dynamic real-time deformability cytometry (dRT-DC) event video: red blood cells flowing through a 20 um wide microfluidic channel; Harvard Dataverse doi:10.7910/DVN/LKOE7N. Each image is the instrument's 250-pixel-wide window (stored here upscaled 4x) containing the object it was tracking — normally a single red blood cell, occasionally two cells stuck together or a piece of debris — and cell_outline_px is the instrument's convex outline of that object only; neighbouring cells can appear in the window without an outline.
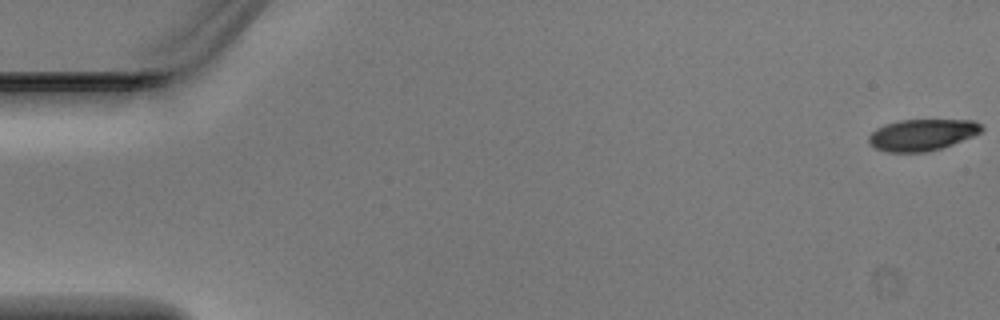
{"species": "Egyptian fruit bat (a non-hibernating species)", "species_latin": "Rousettus aegyptiacus", "temperature_condition": "warm", "stored_images_in_passage": 5, "segment_of_instrument_passage": [1, 2], "camera_frame_rate_fps": 3000, "um_per_image_px": 0.085, "animal": {"sex": "male"}, "frame": {"image": 1, "passage_image": 1, "time_ms": 0.0, "image_size_px": [1000, 320], "cell_outline_px": [[984, 128], [980, 132], [972, 136], [952, 144], [940, 148], [924, 152], [888, 152], [876, 148], [868, 144], [868, 136], [876, 128], [884, 124], [900, 120], [972, 120], [980, 124]], "centroid_in_image_um": [78.33, 11.45], "position_along_channel_um": 6.7, "area_um2": 20.58}}